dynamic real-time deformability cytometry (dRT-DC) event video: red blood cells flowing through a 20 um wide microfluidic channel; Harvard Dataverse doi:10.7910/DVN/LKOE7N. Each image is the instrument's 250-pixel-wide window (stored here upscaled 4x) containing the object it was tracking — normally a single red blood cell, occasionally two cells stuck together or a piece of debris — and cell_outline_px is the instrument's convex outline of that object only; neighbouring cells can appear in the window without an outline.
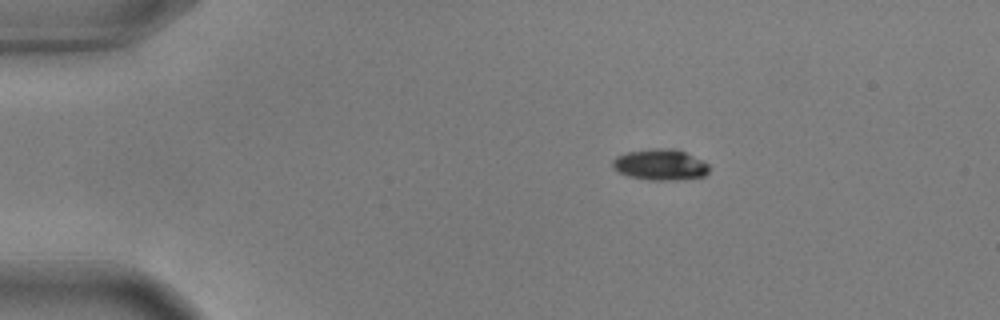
{"species": "common noctule bat (a hibernating species)", "species_latin": "Nyctalus noctula", "temperature_condition": "warm", "stored_images_in_passage": 47, "camera_frame_rate_fps": 3000, "um_per_image_px": 0.085, "animal": {"sex": "male", "body_mass_g": 17.9, "forearm_length_mm": 54.2}, "frame": {"image": 1, "passage_image": 1, "time_ms": 0.0, "image_size_px": [1000, 320], "cell_outline_px": [[708, 172], [704, 176], [676, 180], [652, 180], [628, 176], [612, 168], [612, 160], [616, 156], [628, 152], [652, 148], [676, 148], [704, 160], [708, 164]], "centroid_in_image_um": [56.13, 13.98], "position_along_channel_um": 28.9, "area_um2": 17.57}}
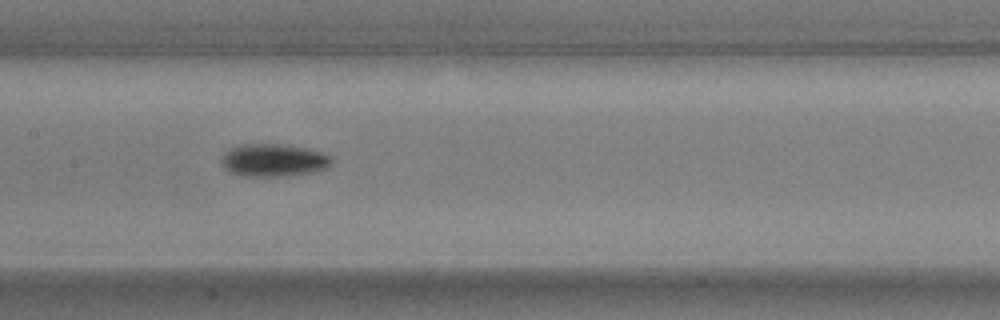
{"frame": {"image": 2, "passage_image": 19, "time_ms": 6.0, "image_size_px": [1000, 320], "cell_outline_px": [[332, 164], [328, 168], [312, 172], [288, 176], [240, 176], [224, 168], [220, 164], [220, 160], [232, 148], [240, 144], [280, 144], [308, 148], [332, 156]], "centroid_in_image_um": [23.29, 13.63], "position_along_channel_um": 184.1, "area_um2": 21.04}}
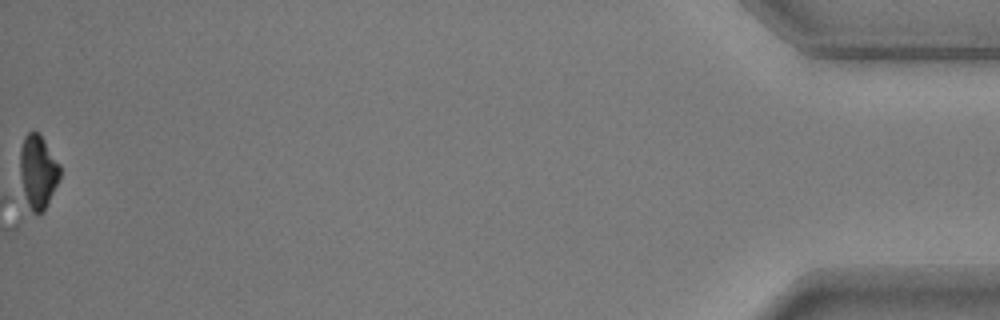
{"frame": {"image": 3, "passage_image": 47, "time_ms": 15.333, "image_size_px": [1000, 320], "cell_outline_px": [[60, 180], [44, 212], [28, 216], [20, 196], [20, 148], [24, 136], [32, 128], [40, 132], [60, 164]], "centroid_in_image_um": [3.18, 14.69], "position_along_channel_um": 432.0, "area_um2": 18.67}, "authors_computed_cell_mechanics": {"area_um2": 18.6694, "velocity_mm_per_s": 3.6468, "shape_relaxation_time_tau1_ms": 2.2118, "shape_relaxation_time_tau2_ms": null, "deformation_change_tau1": 0.1078, "deformation_change_tau2": null}}